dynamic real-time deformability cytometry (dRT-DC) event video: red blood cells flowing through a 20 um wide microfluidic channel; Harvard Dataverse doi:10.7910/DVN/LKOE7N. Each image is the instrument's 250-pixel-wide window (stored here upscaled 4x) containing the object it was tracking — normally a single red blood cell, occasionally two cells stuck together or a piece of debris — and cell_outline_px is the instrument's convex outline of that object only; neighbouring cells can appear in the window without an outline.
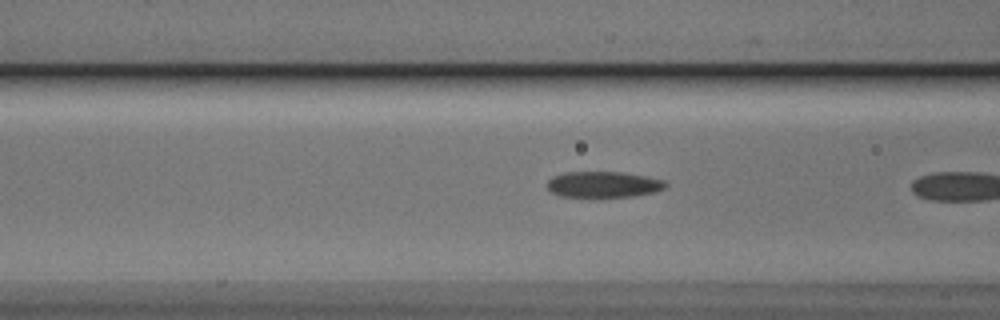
{"species": "Egyptian fruit bat (a non-hibernating species)", "species_latin": "Rousettus aegyptiacus", "temperature_condition": "cold", "stored_images_in_passage": 11, "camera_frame_rate_fps": 3000, "um_per_image_px": 0.085, "animal": {"sex": "male"}, "frame": {"image": 1, "passage_image": 10, "time_ms": 3.0, "image_size_px": [1000, 320], "cell_outline_px": [[668, 184], [664, 188], [656, 192], [636, 196], [600, 200], [596, 200], [560, 196], [552, 192], [548, 188], [548, 180], [564, 172], [620, 172], [644, 176], [664, 180]], "centroid_in_image_um": [51.3, 15.74], "position_along_channel_um": 115.3, "area_um2": 18.79}}